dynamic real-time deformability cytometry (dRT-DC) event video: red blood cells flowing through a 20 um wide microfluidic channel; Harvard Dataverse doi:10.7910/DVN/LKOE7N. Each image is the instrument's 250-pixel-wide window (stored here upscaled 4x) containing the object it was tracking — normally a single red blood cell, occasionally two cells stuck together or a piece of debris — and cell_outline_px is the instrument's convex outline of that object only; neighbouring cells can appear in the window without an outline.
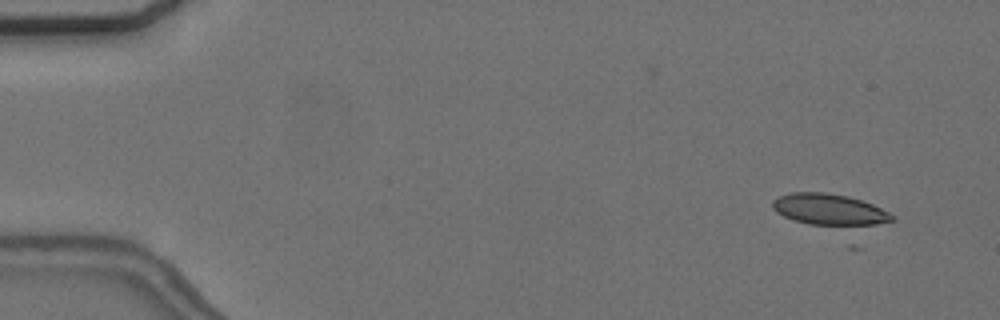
{"species": "common noctule bat (a hibernating species)", "species_latin": "Nyctalus noctula", "temperature_condition": "cold", "stored_images_in_passage": 17, "camera_frame_rate_fps": 3000, "um_per_image_px": 0.085, "animal": {"sex": "female", "body_mass_g": 24.6, "forearm_length_mm": 56.2}, "frame": {"image": 1, "passage_image": 3, "time_ms": 0.667, "image_size_px": [1000, 320], "cell_outline_px": [[896, 220], [876, 224], [852, 228], [808, 224], [792, 220], [776, 212], [772, 208], [772, 200], [780, 196], [792, 192], [824, 192], [848, 196], [872, 204], [896, 216]], "centroid_in_image_um": [70.52, 17.85], "position_along_channel_um": 14.5, "area_um2": 22.43}}
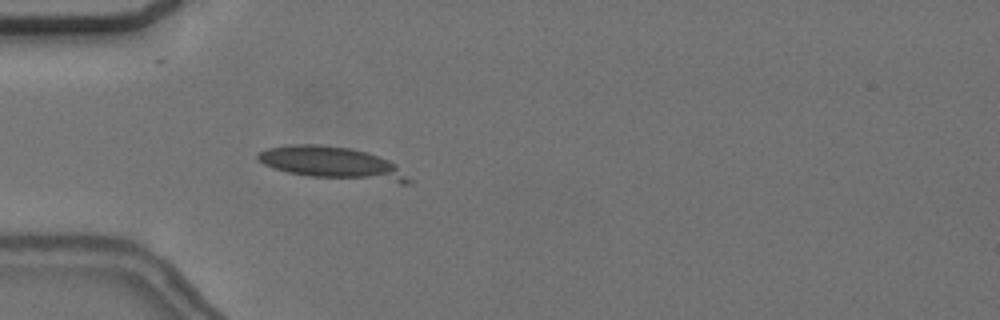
{"frame": {"image": 2, "passage_image": 16, "time_ms": 5.0, "image_size_px": [1000, 320], "cell_outline_px": [[412, 180], [408, 184], [400, 184], [308, 176], [288, 172], [272, 168], [256, 160], [256, 152], [268, 148], [296, 144], [316, 144], [348, 148], [364, 152], [388, 160], [396, 164]], "centroid_in_image_um": [28.24, 13.89], "position_along_channel_um": 56.8, "area_um2": 28.55}}